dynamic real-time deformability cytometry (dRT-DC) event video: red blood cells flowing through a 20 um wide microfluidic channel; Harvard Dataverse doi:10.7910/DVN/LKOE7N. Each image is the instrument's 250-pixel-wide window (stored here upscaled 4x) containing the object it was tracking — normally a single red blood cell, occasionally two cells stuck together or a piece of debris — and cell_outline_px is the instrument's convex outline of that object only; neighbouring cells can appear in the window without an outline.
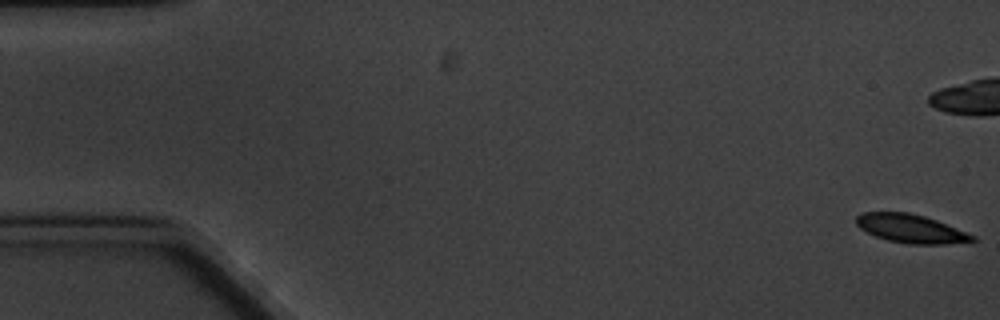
{"species": "common noctule bat (a hibernating species)", "species_latin": "Nyctalus noctula", "temperature_condition": "cold", "stored_images_in_passage": 8, "camera_frame_rate_fps": 3000, "um_per_image_px": 0.085, "animal": {"sex": "male", "body_mass_g": 20.1, "forearm_length_mm": 53.5}, "frame": {"image": 1, "passage_image": 1, "time_ms": 0.0, "image_size_px": [1000, 320], "cell_outline_px": [[976, 240], [944, 244], [908, 244], [888, 240], [876, 236], [860, 228], [856, 224], [856, 216], [860, 212], [908, 212], [924, 216], [936, 220], [976, 236]], "centroid_in_image_um": [77.39, 19.42], "position_along_channel_um": 7.6, "area_um2": 19.13}}